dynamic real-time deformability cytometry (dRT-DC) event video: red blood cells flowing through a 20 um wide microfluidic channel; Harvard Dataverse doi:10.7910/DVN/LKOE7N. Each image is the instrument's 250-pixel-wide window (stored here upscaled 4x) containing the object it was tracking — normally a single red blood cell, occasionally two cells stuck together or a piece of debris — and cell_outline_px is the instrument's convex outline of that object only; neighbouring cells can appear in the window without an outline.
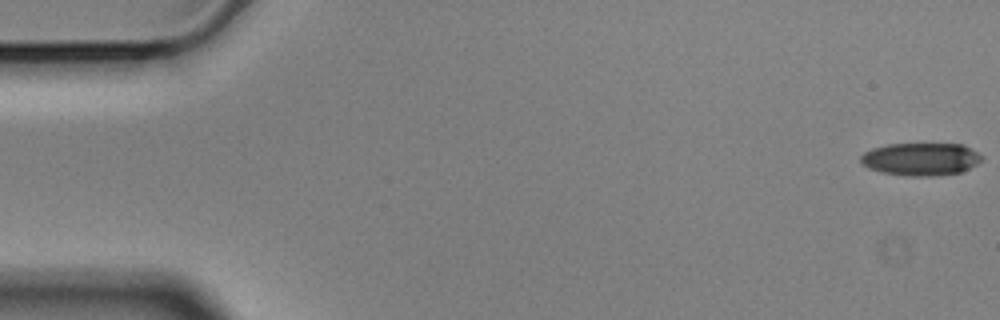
{"species": "Egyptian fruit bat (a non-hibernating species)", "species_latin": "Rousettus aegyptiacus", "temperature_condition": "cold", "stored_images_in_passage": 57, "camera_frame_rate_fps": 3000, "um_per_image_px": 0.085, "animal": {"sex": "male"}, "frame": {"image": 1, "passage_image": 1, "time_ms": 0.0, "image_size_px": [1000, 320], "cell_outline_px": [[980, 160], [976, 164], [960, 172], [940, 176], [908, 176], [880, 172], [868, 168], [860, 164], [860, 156], [864, 152], [872, 148], [888, 144], [964, 144], [976, 152], [980, 156]], "centroid_in_image_um": [78.2, 13.53], "position_along_channel_um": 6.8, "area_um2": 23.12}}
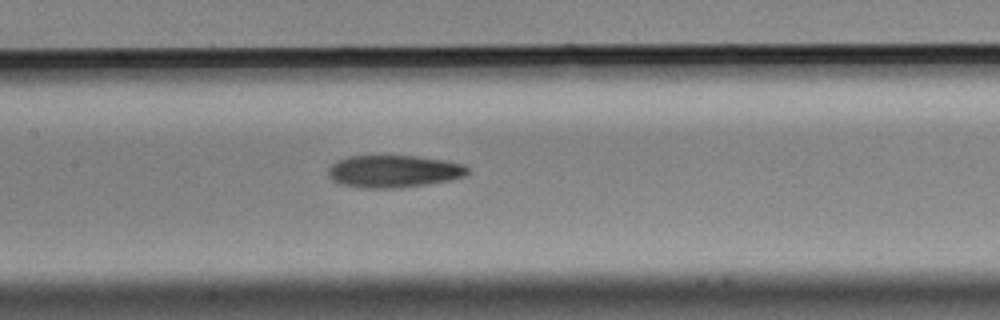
{"frame": {"image": 2, "passage_image": 27, "time_ms": 8.667, "image_size_px": [1000, 320], "cell_outline_px": [[468, 172], [464, 176], [448, 180], [400, 188], [360, 188], [340, 184], [332, 180], [328, 176], [328, 168], [336, 160], [348, 156], [416, 156], [444, 160], [464, 164], [468, 168]], "centroid_in_image_um": [33.41, 14.56], "position_along_channel_um": 174.0, "area_um2": 26.3}}
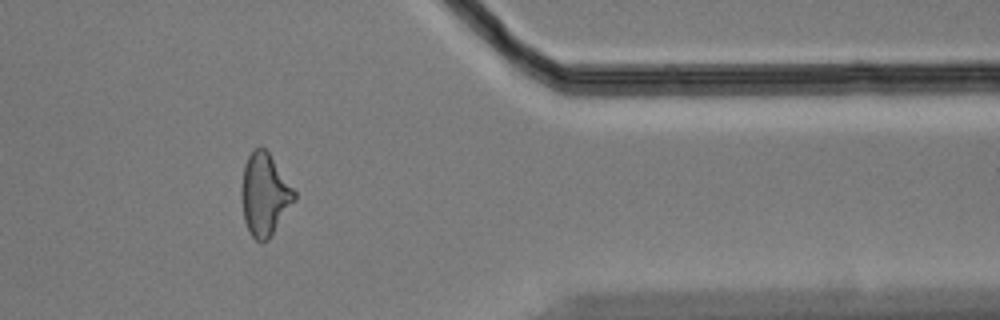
{"frame": {"image": 3, "passage_image": 47, "time_ms": 15.333, "image_size_px": [1000, 320], "cell_outline_px": [[296, 200], [268, 240], [260, 244], [252, 236], [244, 220], [240, 196], [240, 192], [244, 164], [248, 156], [260, 144], [268, 152], [296, 192]], "centroid_in_image_um": [22.48, 16.55], "position_along_channel_um": 388.9, "area_um2": 25.43}, "authors_computed_cell_mechanics": {"area_um2": 25.432, "velocity_mm_per_s": 3.526, "shape_relaxation_time_tau1_ms": 6.1852, "shape_relaxation_time_tau2_ms": 5.0345, "deformation_change_tau1": 0.1637, "deformation_change_tau2": 0.1563}}